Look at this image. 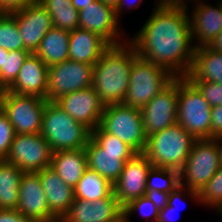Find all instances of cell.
Segmentation results:
<instances>
[{"label": "cell", "mask_w": 222, "mask_h": 222, "mask_svg": "<svg viewBox=\"0 0 222 222\" xmlns=\"http://www.w3.org/2000/svg\"><path fill=\"white\" fill-rule=\"evenodd\" d=\"M156 2L151 16L128 41L140 57L175 78L186 77L195 55L188 6Z\"/></svg>", "instance_id": "6da1fadb"}, {"label": "cell", "mask_w": 222, "mask_h": 222, "mask_svg": "<svg viewBox=\"0 0 222 222\" xmlns=\"http://www.w3.org/2000/svg\"><path fill=\"white\" fill-rule=\"evenodd\" d=\"M121 41L124 43L110 45L93 68L92 86L105 106L123 104L132 61L138 55L127 39Z\"/></svg>", "instance_id": "7a4b0ae2"}, {"label": "cell", "mask_w": 222, "mask_h": 222, "mask_svg": "<svg viewBox=\"0 0 222 222\" xmlns=\"http://www.w3.org/2000/svg\"><path fill=\"white\" fill-rule=\"evenodd\" d=\"M85 151L88 168L112 185L119 179L125 162L136 154L131 147L100 126L91 131Z\"/></svg>", "instance_id": "3957f363"}, {"label": "cell", "mask_w": 222, "mask_h": 222, "mask_svg": "<svg viewBox=\"0 0 222 222\" xmlns=\"http://www.w3.org/2000/svg\"><path fill=\"white\" fill-rule=\"evenodd\" d=\"M196 139L176 123L147 137L143 154L155 167L180 172Z\"/></svg>", "instance_id": "277c9868"}, {"label": "cell", "mask_w": 222, "mask_h": 222, "mask_svg": "<svg viewBox=\"0 0 222 222\" xmlns=\"http://www.w3.org/2000/svg\"><path fill=\"white\" fill-rule=\"evenodd\" d=\"M40 134L54 153L85 148L91 131L70 117L55 101H47Z\"/></svg>", "instance_id": "5b68a950"}, {"label": "cell", "mask_w": 222, "mask_h": 222, "mask_svg": "<svg viewBox=\"0 0 222 222\" xmlns=\"http://www.w3.org/2000/svg\"><path fill=\"white\" fill-rule=\"evenodd\" d=\"M211 110L209 102L186 78H178L177 123L196 140L211 139Z\"/></svg>", "instance_id": "8992f818"}, {"label": "cell", "mask_w": 222, "mask_h": 222, "mask_svg": "<svg viewBox=\"0 0 222 222\" xmlns=\"http://www.w3.org/2000/svg\"><path fill=\"white\" fill-rule=\"evenodd\" d=\"M174 78L165 68L137 55L132 61L129 85L123 104L142 109Z\"/></svg>", "instance_id": "52a82bcc"}, {"label": "cell", "mask_w": 222, "mask_h": 222, "mask_svg": "<svg viewBox=\"0 0 222 222\" xmlns=\"http://www.w3.org/2000/svg\"><path fill=\"white\" fill-rule=\"evenodd\" d=\"M99 126L119 138L136 153L144 152L147 136L144 133L140 108L124 104L106 105Z\"/></svg>", "instance_id": "ba28073f"}, {"label": "cell", "mask_w": 222, "mask_h": 222, "mask_svg": "<svg viewBox=\"0 0 222 222\" xmlns=\"http://www.w3.org/2000/svg\"><path fill=\"white\" fill-rule=\"evenodd\" d=\"M220 167L217 141L215 139L196 140L185 165L179 172L180 185L200 192Z\"/></svg>", "instance_id": "9c48e42d"}, {"label": "cell", "mask_w": 222, "mask_h": 222, "mask_svg": "<svg viewBox=\"0 0 222 222\" xmlns=\"http://www.w3.org/2000/svg\"><path fill=\"white\" fill-rule=\"evenodd\" d=\"M47 99L33 95L11 93L5 90L2 112L7 116L16 134H36L42 129V117Z\"/></svg>", "instance_id": "30bf717a"}, {"label": "cell", "mask_w": 222, "mask_h": 222, "mask_svg": "<svg viewBox=\"0 0 222 222\" xmlns=\"http://www.w3.org/2000/svg\"><path fill=\"white\" fill-rule=\"evenodd\" d=\"M53 151L49 143L36 134H16L5 161L24 173L39 172L50 167Z\"/></svg>", "instance_id": "8fae6325"}, {"label": "cell", "mask_w": 222, "mask_h": 222, "mask_svg": "<svg viewBox=\"0 0 222 222\" xmlns=\"http://www.w3.org/2000/svg\"><path fill=\"white\" fill-rule=\"evenodd\" d=\"M94 65L66 60L48 66L47 101L92 86Z\"/></svg>", "instance_id": "7c38bea8"}, {"label": "cell", "mask_w": 222, "mask_h": 222, "mask_svg": "<svg viewBox=\"0 0 222 222\" xmlns=\"http://www.w3.org/2000/svg\"><path fill=\"white\" fill-rule=\"evenodd\" d=\"M178 78H174L142 109L145 135L148 137L177 123Z\"/></svg>", "instance_id": "4fadbf2b"}, {"label": "cell", "mask_w": 222, "mask_h": 222, "mask_svg": "<svg viewBox=\"0 0 222 222\" xmlns=\"http://www.w3.org/2000/svg\"><path fill=\"white\" fill-rule=\"evenodd\" d=\"M152 166L143 153H136L125 162L119 179L113 184V192L122 207L147 195V175Z\"/></svg>", "instance_id": "5bb4252c"}, {"label": "cell", "mask_w": 222, "mask_h": 222, "mask_svg": "<svg viewBox=\"0 0 222 222\" xmlns=\"http://www.w3.org/2000/svg\"><path fill=\"white\" fill-rule=\"evenodd\" d=\"M55 102L75 121L90 131L100 125L105 105L100 101L93 86L59 97Z\"/></svg>", "instance_id": "9a60e30c"}, {"label": "cell", "mask_w": 222, "mask_h": 222, "mask_svg": "<svg viewBox=\"0 0 222 222\" xmlns=\"http://www.w3.org/2000/svg\"><path fill=\"white\" fill-rule=\"evenodd\" d=\"M119 23L115 10L99 0H95L79 11V28L99 35L109 45L123 43L120 38L122 39L125 34L120 32Z\"/></svg>", "instance_id": "2e32d148"}, {"label": "cell", "mask_w": 222, "mask_h": 222, "mask_svg": "<svg viewBox=\"0 0 222 222\" xmlns=\"http://www.w3.org/2000/svg\"><path fill=\"white\" fill-rule=\"evenodd\" d=\"M10 14L15 18L24 48L34 54L43 37L53 27L50 14L40 2H33L26 8Z\"/></svg>", "instance_id": "e0dca14e"}, {"label": "cell", "mask_w": 222, "mask_h": 222, "mask_svg": "<svg viewBox=\"0 0 222 222\" xmlns=\"http://www.w3.org/2000/svg\"><path fill=\"white\" fill-rule=\"evenodd\" d=\"M20 214L37 222H51L47 198L37 172L23 173L19 185V201L15 209Z\"/></svg>", "instance_id": "ac0fdd59"}, {"label": "cell", "mask_w": 222, "mask_h": 222, "mask_svg": "<svg viewBox=\"0 0 222 222\" xmlns=\"http://www.w3.org/2000/svg\"><path fill=\"white\" fill-rule=\"evenodd\" d=\"M63 218L68 222H119L123 218V207L112 191L94 202L75 198Z\"/></svg>", "instance_id": "d6986e66"}, {"label": "cell", "mask_w": 222, "mask_h": 222, "mask_svg": "<svg viewBox=\"0 0 222 222\" xmlns=\"http://www.w3.org/2000/svg\"><path fill=\"white\" fill-rule=\"evenodd\" d=\"M195 2V7L190 15V23L192 39H197V44L194 46L199 48L208 46L222 31V8L219 3L215 7V5L205 4L202 0Z\"/></svg>", "instance_id": "ffe728a7"}, {"label": "cell", "mask_w": 222, "mask_h": 222, "mask_svg": "<svg viewBox=\"0 0 222 222\" xmlns=\"http://www.w3.org/2000/svg\"><path fill=\"white\" fill-rule=\"evenodd\" d=\"M47 81L48 66L37 55L30 54L24 61L16 80L7 91L46 99Z\"/></svg>", "instance_id": "44dd1931"}, {"label": "cell", "mask_w": 222, "mask_h": 222, "mask_svg": "<svg viewBox=\"0 0 222 222\" xmlns=\"http://www.w3.org/2000/svg\"><path fill=\"white\" fill-rule=\"evenodd\" d=\"M47 198V205L54 217H63L75 200L74 188L68 186L51 168L37 172Z\"/></svg>", "instance_id": "7402d4cb"}, {"label": "cell", "mask_w": 222, "mask_h": 222, "mask_svg": "<svg viewBox=\"0 0 222 222\" xmlns=\"http://www.w3.org/2000/svg\"><path fill=\"white\" fill-rule=\"evenodd\" d=\"M109 46L99 35L78 27L70 32L69 60L95 65Z\"/></svg>", "instance_id": "603a6c76"}, {"label": "cell", "mask_w": 222, "mask_h": 222, "mask_svg": "<svg viewBox=\"0 0 222 222\" xmlns=\"http://www.w3.org/2000/svg\"><path fill=\"white\" fill-rule=\"evenodd\" d=\"M50 167L68 186L75 188L88 168L85 148L54 152Z\"/></svg>", "instance_id": "cb8c5ba5"}, {"label": "cell", "mask_w": 222, "mask_h": 222, "mask_svg": "<svg viewBox=\"0 0 222 222\" xmlns=\"http://www.w3.org/2000/svg\"><path fill=\"white\" fill-rule=\"evenodd\" d=\"M189 81H208L222 84V52L207 46L195 48V55L189 73Z\"/></svg>", "instance_id": "d4e9b609"}, {"label": "cell", "mask_w": 222, "mask_h": 222, "mask_svg": "<svg viewBox=\"0 0 222 222\" xmlns=\"http://www.w3.org/2000/svg\"><path fill=\"white\" fill-rule=\"evenodd\" d=\"M69 38L70 31L52 27L34 54L47 66L62 63L69 59Z\"/></svg>", "instance_id": "484cf974"}, {"label": "cell", "mask_w": 222, "mask_h": 222, "mask_svg": "<svg viewBox=\"0 0 222 222\" xmlns=\"http://www.w3.org/2000/svg\"><path fill=\"white\" fill-rule=\"evenodd\" d=\"M24 172L5 160H0V209H16L19 185Z\"/></svg>", "instance_id": "4316f807"}, {"label": "cell", "mask_w": 222, "mask_h": 222, "mask_svg": "<svg viewBox=\"0 0 222 222\" xmlns=\"http://www.w3.org/2000/svg\"><path fill=\"white\" fill-rule=\"evenodd\" d=\"M113 191V185L96 171L87 168L74 188L75 198L94 202L107 197Z\"/></svg>", "instance_id": "83f0119b"}, {"label": "cell", "mask_w": 222, "mask_h": 222, "mask_svg": "<svg viewBox=\"0 0 222 222\" xmlns=\"http://www.w3.org/2000/svg\"><path fill=\"white\" fill-rule=\"evenodd\" d=\"M180 185L179 172L152 166L147 175V195L164 198Z\"/></svg>", "instance_id": "f1b7e54d"}, {"label": "cell", "mask_w": 222, "mask_h": 222, "mask_svg": "<svg viewBox=\"0 0 222 222\" xmlns=\"http://www.w3.org/2000/svg\"><path fill=\"white\" fill-rule=\"evenodd\" d=\"M163 198L153 195H145L130 201L127 205L123 207V218L129 221L130 215L134 212H139L142 217H145L148 222H157L159 218V209Z\"/></svg>", "instance_id": "f546056e"}, {"label": "cell", "mask_w": 222, "mask_h": 222, "mask_svg": "<svg viewBox=\"0 0 222 222\" xmlns=\"http://www.w3.org/2000/svg\"><path fill=\"white\" fill-rule=\"evenodd\" d=\"M0 47L7 51L26 50L15 18L8 13H0Z\"/></svg>", "instance_id": "4dcf8cb0"}, {"label": "cell", "mask_w": 222, "mask_h": 222, "mask_svg": "<svg viewBox=\"0 0 222 222\" xmlns=\"http://www.w3.org/2000/svg\"><path fill=\"white\" fill-rule=\"evenodd\" d=\"M30 54L27 50L8 51L0 70V86L3 89L7 90L14 83L24 61Z\"/></svg>", "instance_id": "1f68e13d"}, {"label": "cell", "mask_w": 222, "mask_h": 222, "mask_svg": "<svg viewBox=\"0 0 222 222\" xmlns=\"http://www.w3.org/2000/svg\"><path fill=\"white\" fill-rule=\"evenodd\" d=\"M182 191L184 193L185 191L188 192L185 194L189 195L191 199H195L194 201L199 202V192L189 190L188 188L179 185L163 198L159 209V218L157 222H175L176 219H174V213L177 214L176 202H178L179 200L181 201L182 198H185V194H183Z\"/></svg>", "instance_id": "d6a6232c"}, {"label": "cell", "mask_w": 222, "mask_h": 222, "mask_svg": "<svg viewBox=\"0 0 222 222\" xmlns=\"http://www.w3.org/2000/svg\"><path fill=\"white\" fill-rule=\"evenodd\" d=\"M199 203L214 207L222 217V165L199 192Z\"/></svg>", "instance_id": "836d02e7"}, {"label": "cell", "mask_w": 222, "mask_h": 222, "mask_svg": "<svg viewBox=\"0 0 222 222\" xmlns=\"http://www.w3.org/2000/svg\"><path fill=\"white\" fill-rule=\"evenodd\" d=\"M53 22V27L73 31L79 27V12L76 9L46 10Z\"/></svg>", "instance_id": "e575fe53"}, {"label": "cell", "mask_w": 222, "mask_h": 222, "mask_svg": "<svg viewBox=\"0 0 222 222\" xmlns=\"http://www.w3.org/2000/svg\"><path fill=\"white\" fill-rule=\"evenodd\" d=\"M211 107L222 105V84L208 81H190Z\"/></svg>", "instance_id": "d590c367"}, {"label": "cell", "mask_w": 222, "mask_h": 222, "mask_svg": "<svg viewBox=\"0 0 222 222\" xmlns=\"http://www.w3.org/2000/svg\"><path fill=\"white\" fill-rule=\"evenodd\" d=\"M16 133L7 116L0 112V160L7 157Z\"/></svg>", "instance_id": "8d00e7d4"}, {"label": "cell", "mask_w": 222, "mask_h": 222, "mask_svg": "<svg viewBox=\"0 0 222 222\" xmlns=\"http://www.w3.org/2000/svg\"><path fill=\"white\" fill-rule=\"evenodd\" d=\"M222 137V105L211 110V139Z\"/></svg>", "instance_id": "74e56055"}, {"label": "cell", "mask_w": 222, "mask_h": 222, "mask_svg": "<svg viewBox=\"0 0 222 222\" xmlns=\"http://www.w3.org/2000/svg\"><path fill=\"white\" fill-rule=\"evenodd\" d=\"M32 0H0V13H12L26 8Z\"/></svg>", "instance_id": "f35d334b"}, {"label": "cell", "mask_w": 222, "mask_h": 222, "mask_svg": "<svg viewBox=\"0 0 222 222\" xmlns=\"http://www.w3.org/2000/svg\"><path fill=\"white\" fill-rule=\"evenodd\" d=\"M0 222H37L14 209H0Z\"/></svg>", "instance_id": "ab89813d"}, {"label": "cell", "mask_w": 222, "mask_h": 222, "mask_svg": "<svg viewBox=\"0 0 222 222\" xmlns=\"http://www.w3.org/2000/svg\"><path fill=\"white\" fill-rule=\"evenodd\" d=\"M46 10L75 9L71 0H40Z\"/></svg>", "instance_id": "60d3db41"}, {"label": "cell", "mask_w": 222, "mask_h": 222, "mask_svg": "<svg viewBox=\"0 0 222 222\" xmlns=\"http://www.w3.org/2000/svg\"><path fill=\"white\" fill-rule=\"evenodd\" d=\"M136 1V0H135ZM135 1H133L132 3H131V0L130 1H128V3H127V0H119V3H118V5L116 6V8H115V15H116V18L120 21V17L119 16H121L122 14H121V12H123L122 10H124L123 9V7L126 5V4H128L127 6L130 8V9H134V8H137V7H139V5H140V3L142 2V0H137L136 2ZM131 3V4H130Z\"/></svg>", "instance_id": "b9f144b4"}, {"label": "cell", "mask_w": 222, "mask_h": 222, "mask_svg": "<svg viewBox=\"0 0 222 222\" xmlns=\"http://www.w3.org/2000/svg\"><path fill=\"white\" fill-rule=\"evenodd\" d=\"M209 49L222 52V31L207 46Z\"/></svg>", "instance_id": "7bdbcfd3"}, {"label": "cell", "mask_w": 222, "mask_h": 222, "mask_svg": "<svg viewBox=\"0 0 222 222\" xmlns=\"http://www.w3.org/2000/svg\"><path fill=\"white\" fill-rule=\"evenodd\" d=\"M95 0H71L73 7L79 12Z\"/></svg>", "instance_id": "ee69618b"}, {"label": "cell", "mask_w": 222, "mask_h": 222, "mask_svg": "<svg viewBox=\"0 0 222 222\" xmlns=\"http://www.w3.org/2000/svg\"><path fill=\"white\" fill-rule=\"evenodd\" d=\"M159 3L162 4H171V5H186L188 6L189 0H157ZM197 0H191V2H194Z\"/></svg>", "instance_id": "f6af8a7d"}, {"label": "cell", "mask_w": 222, "mask_h": 222, "mask_svg": "<svg viewBox=\"0 0 222 222\" xmlns=\"http://www.w3.org/2000/svg\"><path fill=\"white\" fill-rule=\"evenodd\" d=\"M99 1H101L105 5L113 8L114 10L119 3V0H99Z\"/></svg>", "instance_id": "bcb514c9"}, {"label": "cell", "mask_w": 222, "mask_h": 222, "mask_svg": "<svg viewBox=\"0 0 222 222\" xmlns=\"http://www.w3.org/2000/svg\"><path fill=\"white\" fill-rule=\"evenodd\" d=\"M5 55H8V51L0 47V70L4 65Z\"/></svg>", "instance_id": "7dc6e473"}, {"label": "cell", "mask_w": 222, "mask_h": 222, "mask_svg": "<svg viewBox=\"0 0 222 222\" xmlns=\"http://www.w3.org/2000/svg\"><path fill=\"white\" fill-rule=\"evenodd\" d=\"M218 144L219 153H220V163L222 165V137L215 138Z\"/></svg>", "instance_id": "c3c4849f"}, {"label": "cell", "mask_w": 222, "mask_h": 222, "mask_svg": "<svg viewBox=\"0 0 222 222\" xmlns=\"http://www.w3.org/2000/svg\"><path fill=\"white\" fill-rule=\"evenodd\" d=\"M51 222H68V221L63 217H55Z\"/></svg>", "instance_id": "681fc988"}, {"label": "cell", "mask_w": 222, "mask_h": 222, "mask_svg": "<svg viewBox=\"0 0 222 222\" xmlns=\"http://www.w3.org/2000/svg\"><path fill=\"white\" fill-rule=\"evenodd\" d=\"M5 90H0V112L2 111V101L4 96Z\"/></svg>", "instance_id": "f907efd6"}, {"label": "cell", "mask_w": 222, "mask_h": 222, "mask_svg": "<svg viewBox=\"0 0 222 222\" xmlns=\"http://www.w3.org/2000/svg\"><path fill=\"white\" fill-rule=\"evenodd\" d=\"M119 222H130V221H126L124 218H122Z\"/></svg>", "instance_id": "816d5d0a"}]
</instances>
